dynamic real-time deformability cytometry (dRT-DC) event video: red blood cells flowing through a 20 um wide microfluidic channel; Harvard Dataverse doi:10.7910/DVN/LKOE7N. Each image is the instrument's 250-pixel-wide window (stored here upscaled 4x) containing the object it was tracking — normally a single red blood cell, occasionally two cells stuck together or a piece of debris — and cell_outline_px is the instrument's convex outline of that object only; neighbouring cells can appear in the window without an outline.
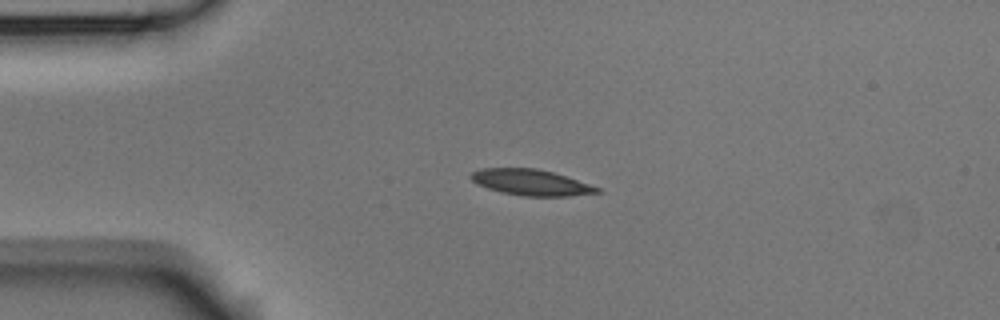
{"species": "Egyptian fruit bat (a non-hibernating species)", "species_latin": "Rousettus aegyptiacus", "temperature_condition": "room temperature", "stored_images_in_passage": 4, "camera_frame_rate_fps": 3000, "um_per_image_px": 0.085, "animal": {"sex": "male"}, "frame": {"image": 1, "passage_image": 3, "time_ms": 0.667, "image_size_px": [1000, 320], "cell_outline_px": [[604, 192], [568, 196], [524, 196], [500, 192], [476, 184], [468, 176], [472, 172], [480, 168], [536, 168], [552, 172], [600, 188]], "centroid_in_image_um": [45.09, 15.51], "position_along_channel_um": 39.9, "area_um2": 19.02}}